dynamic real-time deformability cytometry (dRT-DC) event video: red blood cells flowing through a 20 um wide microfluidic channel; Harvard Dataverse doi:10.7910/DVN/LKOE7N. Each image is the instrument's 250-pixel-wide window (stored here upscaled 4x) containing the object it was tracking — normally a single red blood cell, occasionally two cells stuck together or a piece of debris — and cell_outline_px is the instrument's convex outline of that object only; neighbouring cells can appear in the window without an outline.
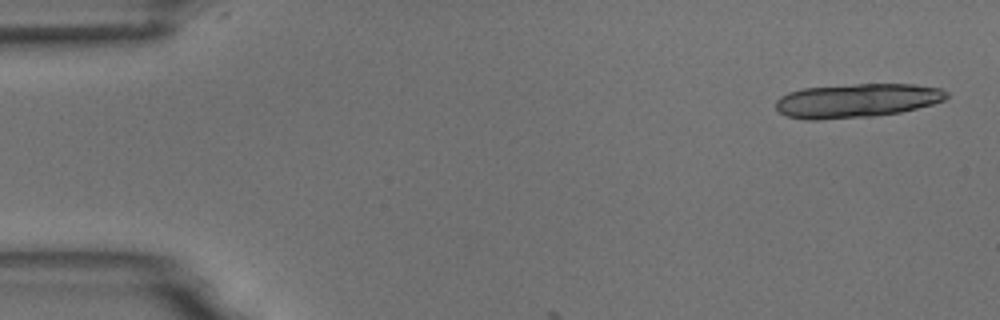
{"species": "common noctule bat (a hibernating species)", "species_latin": "Nyctalus noctula", "temperature_condition": "room temperature", "stored_images_in_passage": 5, "camera_frame_rate_fps": 3000, "um_per_image_px": 0.085, "animal": {"sex": "male", "body_mass_g": 18.8}, "frame": {"image": 1, "passage_image": 1, "time_ms": 0.0, "image_size_px": [1000, 320], "cell_outline_px": [[948, 96], [944, 100], [932, 104], [900, 112], [872, 116], [816, 120], [804, 120], [784, 116], [776, 108], [776, 100], [780, 96], [788, 92], [804, 88], [856, 84], [912, 84], [940, 88], [948, 92]], "centroid_in_image_um": [72.79, 8.55], "position_along_channel_um": 12.2, "area_um2": 33.81}}